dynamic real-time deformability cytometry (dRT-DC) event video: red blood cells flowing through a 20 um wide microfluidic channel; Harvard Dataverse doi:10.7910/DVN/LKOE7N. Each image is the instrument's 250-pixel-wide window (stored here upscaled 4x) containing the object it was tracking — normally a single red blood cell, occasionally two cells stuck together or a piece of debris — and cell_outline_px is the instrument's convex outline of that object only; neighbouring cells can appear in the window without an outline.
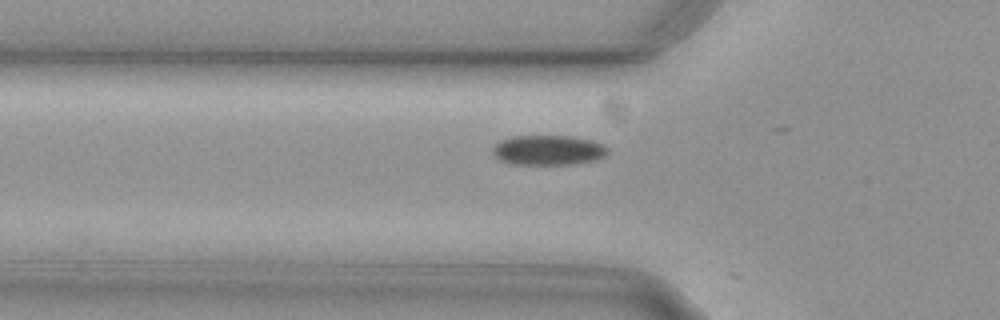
{"species": "common noctule bat (a hibernating species)", "species_latin": "Nyctalus noctula", "temperature_condition": "cold", "stored_images_in_passage": 10, "camera_frame_rate_fps": 3000, "um_per_image_px": 0.085, "animal": {"sex": "female", "body_mass_g": 29.2, "forearm_length_mm": 56.3}, "frame": {"image": 1, "passage_image": 6, "time_ms": 1.667, "image_size_px": [1000, 320], "cell_outline_px": [[608, 152], [604, 156], [596, 160], [572, 164], [512, 164], [500, 160], [492, 152], [492, 148], [500, 140], [512, 136], [572, 136], [592, 140], [604, 144], [608, 148]], "centroid_in_image_um": [46.61, 12.75], "position_along_channel_um": 79.2, "area_um2": 20.11}}
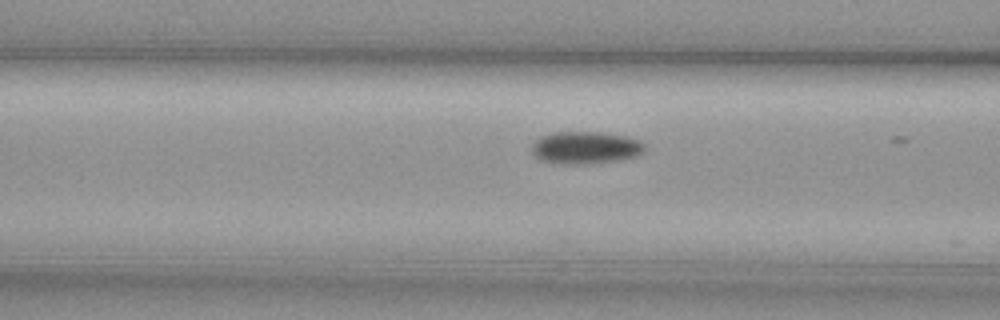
{"frame": {"image": 2, "passage_image": 9, "time_ms": 2.667, "image_size_px": [1000, 320], "cell_outline_px": [[644, 148], [636, 156], [616, 160], [580, 164], [564, 164], [544, 160], [536, 156], [532, 152], [532, 144], [540, 136], [552, 132], [600, 132], [624, 136], [640, 140], [644, 144]], "centroid_in_image_um": [49.74, 12.53], "position_along_channel_um": 116.9, "area_um2": 20.92}}